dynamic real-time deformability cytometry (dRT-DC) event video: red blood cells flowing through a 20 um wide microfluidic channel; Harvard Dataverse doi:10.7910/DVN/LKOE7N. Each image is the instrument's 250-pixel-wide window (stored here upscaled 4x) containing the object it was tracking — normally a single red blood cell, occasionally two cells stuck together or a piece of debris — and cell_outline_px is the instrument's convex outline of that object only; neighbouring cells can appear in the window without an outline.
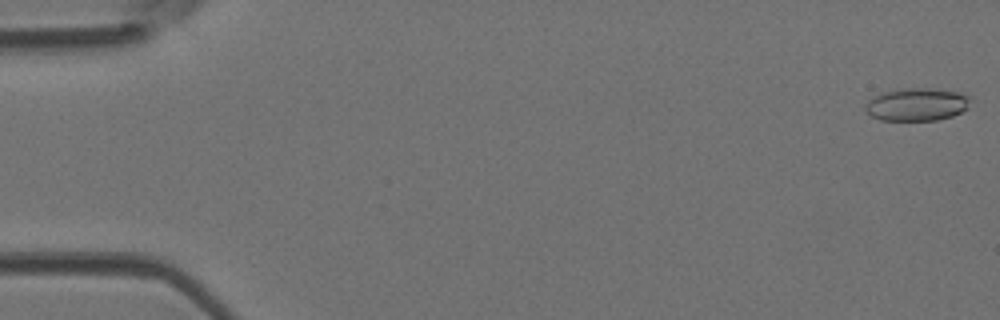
{"species": "Egyptian fruit bat (a non-hibernating species)", "species_latin": "Rousettus aegyptiacus", "temperature_condition": "room temperature", "stored_images_in_passage": 48, "camera_frame_rate_fps": 3000, "um_per_image_px": 0.085, "animal": {"sex": "female"}, "frame": {"image": 1, "passage_image": 1, "time_ms": 0.0, "image_size_px": [1000, 320], "cell_outline_px": [[968, 108], [952, 116], [936, 120], [880, 120], [872, 116], [864, 108], [868, 100], [880, 92], [900, 88], [936, 88], [960, 92], [968, 96]], "centroid_in_image_um": [77.9, 8.86], "position_along_channel_um": 7.1, "area_um2": 20.17}}
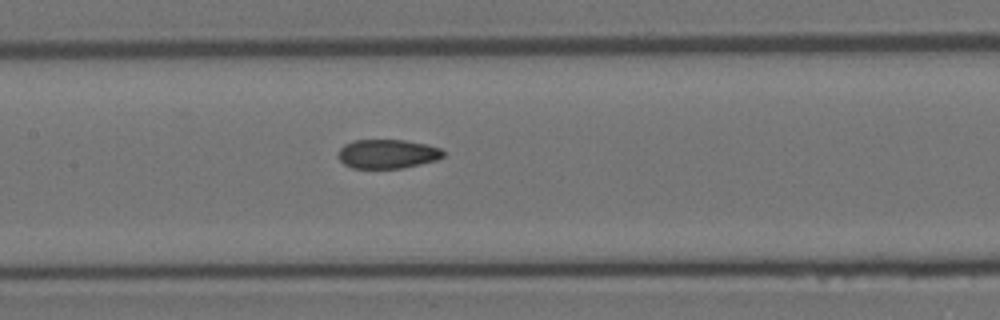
{"frame": {"image": 2, "passage_image": 23, "time_ms": 7.333, "image_size_px": [1000, 320], "cell_outline_px": [[444, 156], [436, 160], [400, 168], [352, 168], [344, 164], [340, 160], [340, 148], [344, 144], [352, 140], [404, 140], [424, 144], [440, 148], [444, 152]], "centroid_in_image_um": [32.92, 13.07], "position_along_channel_um": 174.5, "area_um2": 17.57}}
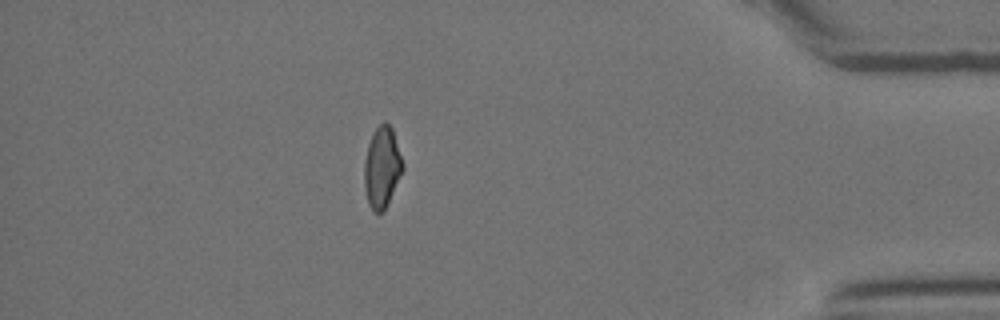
{"frame": {"image": 3, "passage_image": 42, "time_ms": 13.667, "image_size_px": [1000, 320], "cell_outline_px": [[404, 168], [384, 212], [372, 212], [368, 204], [364, 188], [364, 160], [368, 144], [372, 132], [384, 120], [392, 128], [404, 164]], "centroid_in_image_um": [32.46, 14.23], "position_along_channel_um": 402.7, "area_um2": 18.38}, "authors_computed_cell_mechanics": {"area_um2": 18.6694, "velocity_mm_per_s": 4.2813, "shape_relaxation_time_tau1_ms": null, "shape_relaxation_time_tau2_ms": 1.7581, "deformation_change_tau1": null, "deformation_change_tau2": 0.0803}}